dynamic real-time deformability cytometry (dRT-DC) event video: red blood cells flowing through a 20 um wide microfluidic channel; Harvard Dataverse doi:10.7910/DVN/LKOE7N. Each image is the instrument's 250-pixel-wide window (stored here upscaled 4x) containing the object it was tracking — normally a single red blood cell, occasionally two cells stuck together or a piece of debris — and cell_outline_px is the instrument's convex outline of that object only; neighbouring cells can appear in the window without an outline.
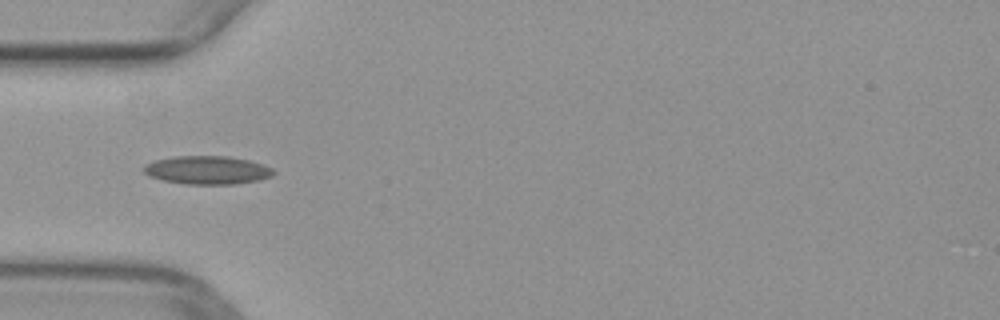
{"species": "common noctule bat (a hibernating species)", "species_latin": "Nyctalus noctula", "temperature_condition": "warm", "stored_images_in_passage": 35, "camera_frame_rate_fps": 3000, "um_per_image_px": 0.085, "animal": {"sex": "female", "body_mass_g": 29.2, "forearm_length_mm": 56.3}, "frame": {"image": 1, "passage_image": 1, "time_ms": 0.0, "image_size_px": [1000, 320], "cell_outline_px": [[276, 172], [272, 176], [260, 180], [236, 184], [184, 184], [164, 180], [148, 176], [144, 172], [144, 164], [156, 160], [176, 156], [228, 156], [248, 160], [264, 164], [272, 168]], "centroid_in_image_um": [17.65, 14.46], "position_along_channel_um": 67.3, "area_um2": 21.5}}
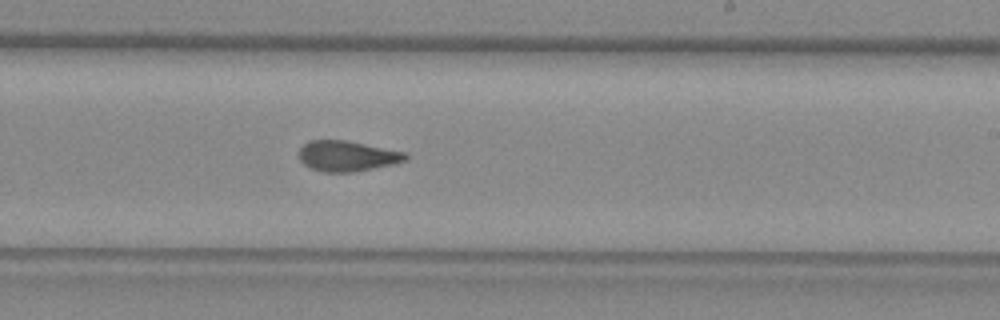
{"frame": {"image": 2, "passage_image": 15, "time_ms": 4.667, "image_size_px": [1000, 320], "cell_outline_px": [[408, 160], [392, 164], [352, 172], [324, 172], [312, 168], [304, 164], [300, 160], [300, 148], [308, 140], [344, 140], [408, 152]], "centroid_in_image_um": [29.53, 13.25], "position_along_channel_um": 259.5, "area_um2": 18.84}}
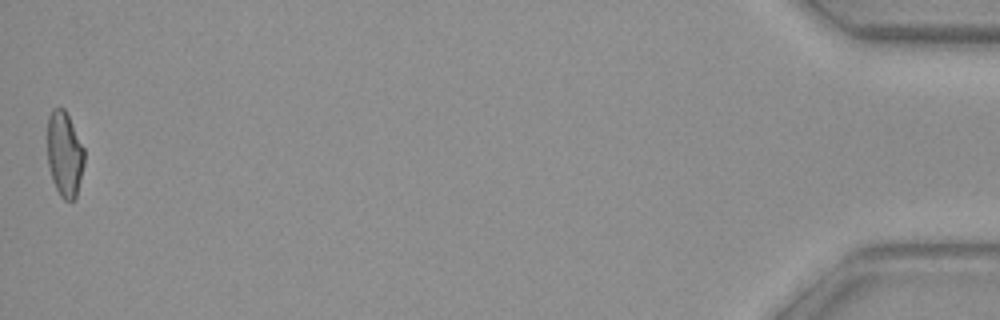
{"frame": {"image": 3, "passage_image": 35, "time_ms": 11.333, "image_size_px": [1000, 320], "cell_outline_px": [[84, 164], [76, 200], [64, 200], [60, 196], [52, 180], [48, 164], [48, 116], [52, 108], [60, 104], [64, 108], [84, 148]], "centroid_in_image_um": [5.49, 13.09], "position_along_channel_um": 429.7, "area_um2": 18.5}}